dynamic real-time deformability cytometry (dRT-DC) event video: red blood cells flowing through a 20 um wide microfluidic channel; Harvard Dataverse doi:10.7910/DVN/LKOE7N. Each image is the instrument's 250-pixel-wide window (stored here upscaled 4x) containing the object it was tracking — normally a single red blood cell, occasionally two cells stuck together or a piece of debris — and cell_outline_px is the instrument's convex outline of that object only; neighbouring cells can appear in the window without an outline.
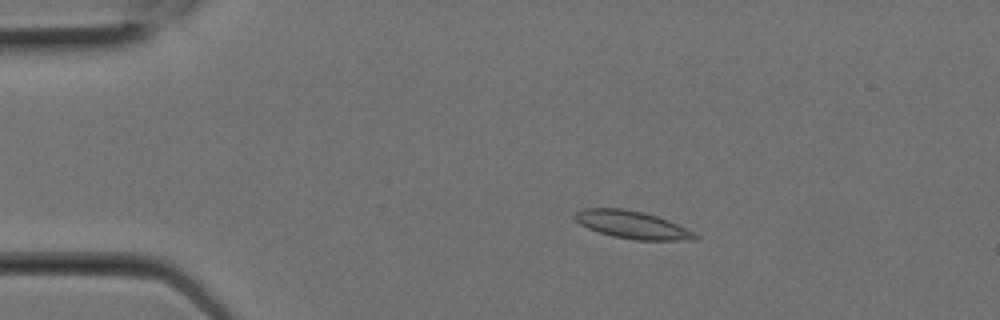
{"species": "Egyptian fruit bat (a non-hibernating species)", "species_latin": "Rousettus aegyptiacus", "temperature_condition": "room temperature", "stored_images_in_passage": 9, "camera_frame_rate_fps": 3000, "um_per_image_px": 0.085, "animal": {"sex": "female"}, "frame": {"image": 1, "passage_image": 3, "time_ms": 0.667, "image_size_px": [1000, 320], "cell_outline_px": [[700, 236], [696, 240], [636, 240], [612, 236], [588, 228], [580, 224], [572, 216], [576, 212], [584, 208], [624, 208], [644, 212], [668, 220]], "centroid_in_image_um": [53.71, 19.1], "position_along_channel_um": 31.3, "area_um2": 19.25}}
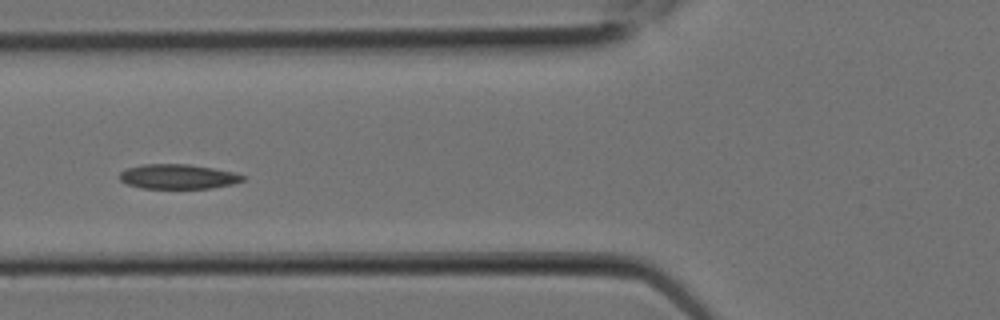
{"frame": {"image": 2, "passage_image": 7, "time_ms": 2.0, "image_size_px": [1000, 320], "cell_outline_px": [[248, 176], [244, 180], [232, 184], [212, 188], [140, 188], [128, 184], [120, 180], [120, 172], [128, 168], [140, 164], [188, 164], [212, 168], [232, 172]], "centroid_in_image_um": [15.14, 15.01], "position_along_channel_um": 110.7, "area_um2": 17.69}}
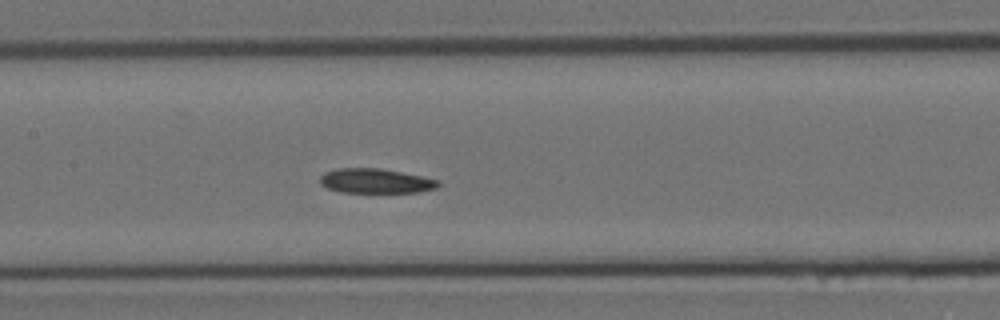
{"frame": {"image": 3, "passage_image": 9, "time_ms": 2.667, "image_size_px": [1000, 320], "cell_outline_px": [[440, 184], [436, 188], [420, 192], [340, 192], [328, 188], [320, 184], [320, 176], [324, 172], [336, 168], [380, 168], [440, 180]], "centroid_in_image_um": [31.9, 15.38], "position_along_channel_um": 175.5, "area_um2": 16.94}}